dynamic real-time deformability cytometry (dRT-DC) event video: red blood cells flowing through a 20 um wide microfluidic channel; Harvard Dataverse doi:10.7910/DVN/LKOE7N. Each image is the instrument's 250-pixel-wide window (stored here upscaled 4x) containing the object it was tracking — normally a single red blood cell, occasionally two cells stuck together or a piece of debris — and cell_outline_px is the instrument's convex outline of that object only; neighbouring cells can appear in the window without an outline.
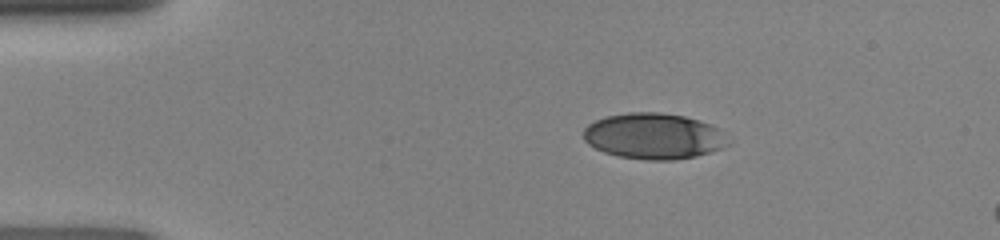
{"species": "human", "species_latin": "Homo sapiens", "temperature_condition": "room temperature", "stored_images_in_passage": 40, "camera_frame_rate_fps": 3000, "um_per_image_px": 0.085, "donor": {"sex": "female"}, "frame": {"image": 1, "passage_image": 1, "time_ms": 0.0, "image_size_px": [1000, 240], "cell_outline_px": [[732, 144], [696, 156], [672, 160], [648, 160], [620, 156], [604, 152], [588, 144], [584, 140], [584, 128], [588, 124], [596, 120], [608, 116], [628, 112], [660, 112], [684, 116], [700, 120], [720, 128], [732, 140]], "centroid_in_image_um": [55.62, 11.56], "position_along_channel_um": 29.4, "area_um2": 38.9}}
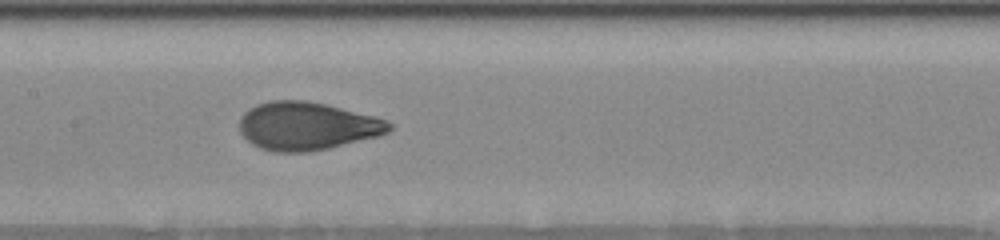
{"frame": {"image": 2, "passage_image": 16, "time_ms": 5.0, "image_size_px": [1000, 240], "cell_outline_px": [[392, 128], [388, 132], [380, 136], [328, 148], [308, 152], [276, 152], [260, 148], [252, 144], [240, 132], [240, 116], [248, 108], [256, 104], [268, 100], [304, 100], [324, 104], [376, 116], [388, 120], [392, 124]], "centroid_in_image_um": [26.1, 10.71], "position_along_channel_um": 181.3, "area_um2": 42.14}}
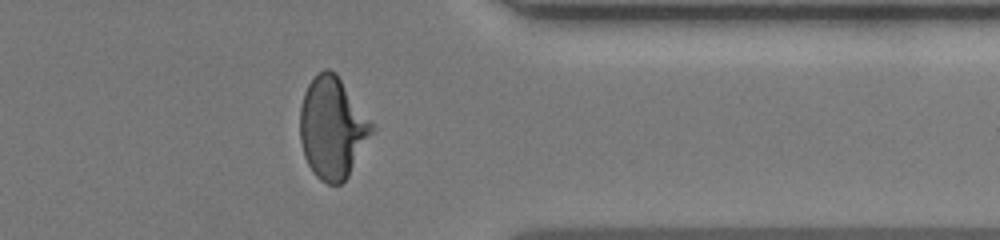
{"frame": {"image": 3, "passage_image": 31, "time_ms": 10.0, "image_size_px": [1000, 240], "cell_outline_px": [[376, 128], [348, 176], [340, 184], [328, 184], [320, 180], [312, 172], [304, 156], [300, 140], [300, 108], [304, 92], [308, 84], [316, 72], [324, 68], [328, 68], [336, 72]], "centroid_in_image_um": [28.24, 10.84], "position_along_channel_um": 383.2, "area_um2": 42.66}}